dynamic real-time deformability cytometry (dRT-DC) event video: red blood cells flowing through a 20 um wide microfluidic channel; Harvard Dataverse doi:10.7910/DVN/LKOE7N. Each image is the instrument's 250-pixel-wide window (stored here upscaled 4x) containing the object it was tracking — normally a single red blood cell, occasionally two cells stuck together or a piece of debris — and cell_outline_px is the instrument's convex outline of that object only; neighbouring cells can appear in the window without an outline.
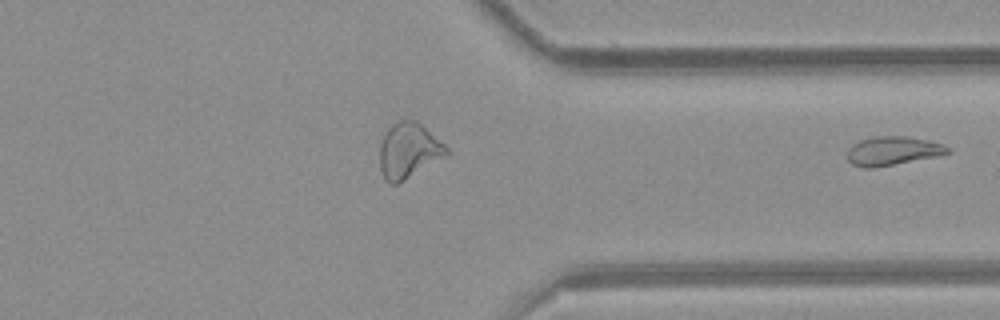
{"species": "common noctule bat (a hibernating species)", "species_latin": "Nyctalus noctula", "temperature_condition": "room temperature", "stored_images_in_passage": 27, "segment_of_instrument_passage": [2, 2], "camera_frame_rate_fps": 3000, "um_per_image_px": 0.085, "animal": {"sex": "female", "body_mass_g": 21.9}, "frame": {"image": 1, "passage_image": 27, "time_ms": 8.667, "image_size_px": [1000, 320], "cell_outline_px": [[952, 152], [936, 156], [872, 168], [860, 168], [852, 164], [848, 160], [848, 148], [852, 144], [860, 140], [876, 136], [908, 136], [928, 140], [952, 148]], "centroid_in_image_um": [75.87, 12.82], "position_along_channel_um": 335.5, "area_um2": 16.82}}